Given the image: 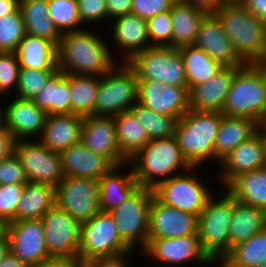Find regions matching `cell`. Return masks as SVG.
Here are the masks:
<instances>
[{
  "label": "cell",
  "mask_w": 266,
  "mask_h": 267,
  "mask_svg": "<svg viewBox=\"0 0 266 267\" xmlns=\"http://www.w3.org/2000/svg\"><path fill=\"white\" fill-rule=\"evenodd\" d=\"M96 32L85 28L61 35L58 44L59 71L102 77L120 62L111 52L113 48L110 49L107 40Z\"/></svg>",
  "instance_id": "obj_1"
},
{
  "label": "cell",
  "mask_w": 266,
  "mask_h": 267,
  "mask_svg": "<svg viewBox=\"0 0 266 267\" xmlns=\"http://www.w3.org/2000/svg\"><path fill=\"white\" fill-rule=\"evenodd\" d=\"M128 163L139 186L152 190L191 168L182 156L175 136L150 140Z\"/></svg>",
  "instance_id": "obj_2"
},
{
  "label": "cell",
  "mask_w": 266,
  "mask_h": 267,
  "mask_svg": "<svg viewBox=\"0 0 266 267\" xmlns=\"http://www.w3.org/2000/svg\"><path fill=\"white\" fill-rule=\"evenodd\" d=\"M234 51L245 64L262 61L266 55V22L251 14L241 3H224L214 12Z\"/></svg>",
  "instance_id": "obj_3"
},
{
  "label": "cell",
  "mask_w": 266,
  "mask_h": 267,
  "mask_svg": "<svg viewBox=\"0 0 266 267\" xmlns=\"http://www.w3.org/2000/svg\"><path fill=\"white\" fill-rule=\"evenodd\" d=\"M221 123V112L190 109L178 119L175 137L182 156L191 167L215 162V141Z\"/></svg>",
  "instance_id": "obj_4"
},
{
  "label": "cell",
  "mask_w": 266,
  "mask_h": 267,
  "mask_svg": "<svg viewBox=\"0 0 266 267\" xmlns=\"http://www.w3.org/2000/svg\"><path fill=\"white\" fill-rule=\"evenodd\" d=\"M221 113L250 118L261 125L266 116V84L254 64H245L236 72Z\"/></svg>",
  "instance_id": "obj_5"
},
{
  "label": "cell",
  "mask_w": 266,
  "mask_h": 267,
  "mask_svg": "<svg viewBox=\"0 0 266 267\" xmlns=\"http://www.w3.org/2000/svg\"><path fill=\"white\" fill-rule=\"evenodd\" d=\"M233 209L234 198L225 191L223 195L214 194L198 216L197 233L202 249L215 264L230 252L229 229Z\"/></svg>",
  "instance_id": "obj_6"
},
{
  "label": "cell",
  "mask_w": 266,
  "mask_h": 267,
  "mask_svg": "<svg viewBox=\"0 0 266 267\" xmlns=\"http://www.w3.org/2000/svg\"><path fill=\"white\" fill-rule=\"evenodd\" d=\"M138 78L126 63H117L99 82L94 115L116 116L138 102Z\"/></svg>",
  "instance_id": "obj_7"
},
{
  "label": "cell",
  "mask_w": 266,
  "mask_h": 267,
  "mask_svg": "<svg viewBox=\"0 0 266 267\" xmlns=\"http://www.w3.org/2000/svg\"><path fill=\"white\" fill-rule=\"evenodd\" d=\"M153 196L152 189L139 186L121 205L109 212L122 240L132 250L138 247L141 252L148 243Z\"/></svg>",
  "instance_id": "obj_8"
},
{
  "label": "cell",
  "mask_w": 266,
  "mask_h": 267,
  "mask_svg": "<svg viewBox=\"0 0 266 267\" xmlns=\"http://www.w3.org/2000/svg\"><path fill=\"white\" fill-rule=\"evenodd\" d=\"M198 170V167H191L160 183L153 189L154 196L167 206L199 216L215 193L202 177L196 175Z\"/></svg>",
  "instance_id": "obj_9"
},
{
  "label": "cell",
  "mask_w": 266,
  "mask_h": 267,
  "mask_svg": "<svg viewBox=\"0 0 266 267\" xmlns=\"http://www.w3.org/2000/svg\"><path fill=\"white\" fill-rule=\"evenodd\" d=\"M138 80H154L170 86L187 87L182 56L177 48L151 46L126 62Z\"/></svg>",
  "instance_id": "obj_10"
},
{
  "label": "cell",
  "mask_w": 266,
  "mask_h": 267,
  "mask_svg": "<svg viewBox=\"0 0 266 267\" xmlns=\"http://www.w3.org/2000/svg\"><path fill=\"white\" fill-rule=\"evenodd\" d=\"M133 251L119 235L110 213L99 212L81 223L79 259L83 263L100 257H114Z\"/></svg>",
  "instance_id": "obj_11"
},
{
  "label": "cell",
  "mask_w": 266,
  "mask_h": 267,
  "mask_svg": "<svg viewBox=\"0 0 266 267\" xmlns=\"http://www.w3.org/2000/svg\"><path fill=\"white\" fill-rule=\"evenodd\" d=\"M141 253L159 262L160 267L164 264L170 265L169 267H184L192 261L200 267L215 264L202 249L198 233L177 238H148V243Z\"/></svg>",
  "instance_id": "obj_12"
},
{
  "label": "cell",
  "mask_w": 266,
  "mask_h": 267,
  "mask_svg": "<svg viewBox=\"0 0 266 267\" xmlns=\"http://www.w3.org/2000/svg\"><path fill=\"white\" fill-rule=\"evenodd\" d=\"M50 258H79L81 223L57 205L41 218Z\"/></svg>",
  "instance_id": "obj_13"
},
{
  "label": "cell",
  "mask_w": 266,
  "mask_h": 267,
  "mask_svg": "<svg viewBox=\"0 0 266 267\" xmlns=\"http://www.w3.org/2000/svg\"><path fill=\"white\" fill-rule=\"evenodd\" d=\"M14 152L19 157L29 182L57 187L64 178L60 153L51 151L37 138L18 140Z\"/></svg>",
  "instance_id": "obj_14"
},
{
  "label": "cell",
  "mask_w": 266,
  "mask_h": 267,
  "mask_svg": "<svg viewBox=\"0 0 266 267\" xmlns=\"http://www.w3.org/2000/svg\"><path fill=\"white\" fill-rule=\"evenodd\" d=\"M56 205L80 223L89 221L100 212L99 181L64 176L56 187Z\"/></svg>",
  "instance_id": "obj_15"
},
{
  "label": "cell",
  "mask_w": 266,
  "mask_h": 267,
  "mask_svg": "<svg viewBox=\"0 0 266 267\" xmlns=\"http://www.w3.org/2000/svg\"><path fill=\"white\" fill-rule=\"evenodd\" d=\"M8 240L10 253L30 267H38L50 259L41 219L10 222Z\"/></svg>",
  "instance_id": "obj_16"
},
{
  "label": "cell",
  "mask_w": 266,
  "mask_h": 267,
  "mask_svg": "<svg viewBox=\"0 0 266 267\" xmlns=\"http://www.w3.org/2000/svg\"><path fill=\"white\" fill-rule=\"evenodd\" d=\"M138 102L153 112L180 119L190 110L188 87L138 80Z\"/></svg>",
  "instance_id": "obj_17"
},
{
  "label": "cell",
  "mask_w": 266,
  "mask_h": 267,
  "mask_svg": "<svg viewBox=\"0 0 266 267\" xmlns=\"http://www.w3.org/2000/svg\"><path fill=\"white\" fill-rule=\"evenodd\" d=\"M218 166L220 171L217 179L222 188L239 174L265 167L266 146L263 131L259 129L249 139L240 143L220 161Z\"/></svg>",
  "instance_id": "obj_18"
},
{
  "label": "cell",
  "mask_w": 266,
  "mask_h": 267,
  "mask_svg": "<svg viewBox=\"0 0 266 267\" xmlns=\"http://www.w3.org/2000/svg\"><path fill=\"white\" fill-rule=\"evenodd\" d=\"M194 46L202 49L223 68H242L245 65L234 51L221 20L214 12L207 13L201 21Z\"/></svg>",
  "instance_id": "obj_19"
},
{
  "label": "cell",
  "mask_w": 266,
  "mask_h": 267,
  "mask_svg": "<svg viewBox=\"0 0 266 267\" xmlns=\"http://www.w3.org/2000/svg\"><path fill=\"white\" fill-rule=\"evenodd\" d=\"M81 143L91 151L107 158L114 166L128 163L119 150L113 116L84 117Z\"/></svg>",
  "instance_id": "obj_20"
},
{
  "label": "cell",
  "mask_w": 266,
  "mask_h": 267,
  "mask_svg": "<svg viewBox=\"0 0 266 267\" xmlns=\"http://www.w3.org/2000/svg\"><path fill=\"white\" fill-rule=\"evenodd\" d=\"M198 232V216L152 198L148 238H177Z\"/></svg>",
  "instance_id": "obj_21"
},
{
  "label": "cell",
  "mask_w": 266,
  "mask_h": 267,
  "mask_svg": "<svg viewBox=\"0 0 266 267\" xmlns=\"http://www.w3.org/2000/svg\"><path fill=\"white\" fill-rule=\"evenodd\" d=\"M5 106L7 130L15 141L39 138L46 125L48 113L33 100L13 97ZM12 100V101H11Z\"/></svg>",
  "instance_id": "obj_22"
},
{
  "label": "cell",
  "mask_w": 266,
  "mask_h": 267,
  "mask_svg": "<svg viewBox=\"0 0 266 267\" xmlns=\"http://www.w3.org/2000/svg\"><path fill=\"white\" fill-rule=\"evenodd\" d=\"M110 21L113 23V33L111 40L113 44L123 50L119 58L123 62H128L134 55L143 52L146 48L151 47L148 35L147 21L139 16L128 13L116 17Z\"/></svg>",
  "instance_id": "obj_23"
},
{
  "label": "cell",
  "mask_w": 266,
  "mask_h": 267,
  "mask_svg": "<svg viewBox=\"0 0 266 267\" xmlns=\"http://www.w3.org/2000/svg\"><path fill=\"white\" fill-rule=\"evenodd\" d=\"M60 157L64 176L99 180L114 167L107 158L91 151L81 142L62 150Z\"/></svg>",
  "instance_id": "obj_24"
},
{
  "label": "cell",
  "mask_w": 266,
  "mask_h": 267,
  "mask_svg": "<svg viewBox=\"0 0 266 267\" xmlns=\"http://www.w3.org/2000/svg\"><path fill=\"white\" fill-rule=\"evenodd\" d=\"M239 69L241 68H222L206 82L194 86L189 91L190 109L221 112L232 80Z\"/></svg>",
  "instance_id": "obj_25"
},
{
  "label": "cell",
  "mask_w": 266,
  "mask_h": 267,
  "mask_svg": "<svg viewBox=\"0 0 266 267\" xmlns=\"http://www.w3.org/2000/svg\"><path fill=\"white\" fill-rule=\"evenodd\" d=\"M128 166H130V168ZM125 167L126 169L128 167L129 171H120ZM98 181L99 210L100 212L106 213H109L121 205L139 187L134 177L132 166L129 163L114 166Z\"/></svg>",
  "instance_id": "obj_26"
},
{
  "label": "cell",
  "mask_w": 266,
  "mask_h": 267,
  "mask_svg": "<svg viewBox=\"0 0 266 267\" xmlns=\"http://www.w3.org/2000/svg\"><path fill=\"white\" fill-rule=\"evenodd\" d=\"M84 117L76 114L48 115L38 140L48 149L60 153L81 142Z\"/></svg>",
  "instance_id": "obj_27"
},
{
  "label": "cell",
  "mask_w": 266,
  "mask_h": 267,
  "mask_svg": "<svg viewBox=\"0 0 266 267\" xmlns=\"http://www.w3.org/2000/svg\"><path fill=\"white\" fill-rule=\"evenodd\" d=\"M15 53L20 69L58 70V46L46 38L26 34Z\"/></svg>",
  "instance_id": "obj_28"
},
{
  "label": "cell",
  "mask_w": 266,
  "mask_h": 267,
  "mask_svg": "<svg viewBox=\"0 0 266 267\" xmlns=\"http://www.w3.org/2000/svg\"><path fill=\"white\" fill-rule=\"evenodd\" d=\"M259 129L260 125L253 119L230 117L221 113V123L214 147L216 164Z\"/></svg>",
  "instance_id": "obj_29"
},
{
  "label": "cell",
  "mask_w": 266,
  "mask_h": 267,
  "mask_svg": "<svg viewBox=\"0 0 266 267\" xmlns=\"http://www.w3.org/2000/svg\"><path fill=\"white\" fill-rule=\"evenodd\" d=\"M208 12L183 0L171 9L173 48L194 45L201 21Z\"/></svg>",
  "instance_id": "obj_30"
},
{
  "label": "cell",
  "mask_w": 266,
  "mask_h": 267,
  "mask_svg": "<svg viewBox=\"0 0 266 267\" xmlns=\"http://www.w3.org/2000/svg\"><path fill=\"white\" fill-rule=\"evenodd\" d=\"M236 201L266 211V166L239 174L225 187Z\"/></svg>",
  "instance_id": "obj_31"
},
{
  "label": "cell",
  "mask_w": 266,
  "mask_h": 267,
  "mask_svg": "<svg viewBox=\"0 0 266 267\" xmlns=\"http://www.w3.org/2000/svg\"><path fill=\"white\" fill-rule=\"evenodd\" d=\"M55 205V187L28 181L16 208V221L41 219Z\"/></svg>",
  "instance_id": "obj_32"
},
{
  "label": "cell",
  "mask_w": 266,
  "mask_h": 267,
  "mask_svg": "<svg viewBox=\"0 0 266 267\" xmlns=\"http://www.w3.org/2000/svg\"><path fill=\"white\" fill-rule=\"evenodd\" d=\"M32 100L48 115L71 114L69 74L57 70Z\"/></svg>",
  "instance_id": "obj_33"
},
{
  "label": "cell",
  "mask_w": 266,
  "mask_h": 267,
  "mask_svg": "<svg viewBox=\"0 0 266 267\" xmlns=\"http://www.w3.org/2000/svg\"><path fill=\"white\" fill-rule=\"evenodd\" d=\"M265 228V210L234 199V209L229 229L230 251L235 245L250 239Z\"/></svg>",
  "instance_id": "obj_34"
},
{
  "label": "cell",
  "mask_w": 266,
  "mask_h": 267,
  "mask_svg": "<svg viewBox=\"0 0 266 267\" xmlns=\"http://www.w3.org/2000/svg\"><path fill=\"white\" fill-rule=\"evenodd\" d=\"M19 10L26 34L46 38L58 46L61 34L49 16L47 0H20Z\"/></svg>",
  "instance_id": "obj_35"
},
{
  "label": "cell",
  "mask_w": 266,
  "mask_h": 267,
  "mask_svg": "<svg viewBox=\"0 0 266 267\" xmlns=\"http://www.w3.org/2000/svg\"><path fill=\"white\" fill-rule=\"evenodd\" d=\"M177 49L183 59L189 91L194 86L204 83L218 74L223 68L202 49L194 45L182 46Z\"/></svg>",
  "instance_id": "obj_36"
},
{
  "label": "cell",
  "mask_w": 266,
  "mask_h": 267,
  "mask_svg": "<svg viewBox=\"0 0 266 267\" xmlns=\"http://www.w3.org/2000/svg\"><path fill=\"white\" fill-rule=\"evenodd\" d=\"M120 153L129 160L149 141L146 129L131 111L114 116Z\"/></svg>",
  "instance_id": "obj_37"
},
{
  "label": "cell",
  "mask_w": 266,
  "mask_h": 267,
  "mask_svg": "<svg viewBox=\"0 0 266 267\" xmlns=\"http://www.w3.org/2000/svg\"><path fill=\"white\" fill-rule=\"evenodd\" d=\"M266 261V228L234 247L221 260L219 267H257ZM216 265V267H217Z\"/></svg>",
  "instance_id": "obj_38"
},
{
  "label": "cell",
  "mask_w": 266,
  "mask_h": 267,
  "mask_svg": "<svg viewBox=\"0 0 266 267\" xmlns=\"http://www.w3.org/2000/svg\"><path fill=\"white\" fill-rule=\"evenodd\" d=\"M100 79L98 76L69 74L71 114L94 115Z\"/></svg>",
  "instance_id": "obj_39"
},
{
  "label": "cell",
  "mask_w": 266,
  "mask_h": 267,
  "mask_svg": "<svg viewBox=\"0 0 266 267\" xmlns=\"http://www.w3.org/2000/svg\"><path fill=\"white\" fill-rule=\"evenodd\" d=\"M130 111L146 129L150 140L169 138L175 135L177 117L155 113L139 102L135 103Z\"/></svg>",
  "instance_id": "obj_40"
},
{
  "label": "cell",
  "mask_w": 266,
  "mask_h": 267,
  "mask_svg": "<svg viewBox=\"0 0 266 267\" xmlns=\"http://www.w3.org/2000/svg\"><path fill=\"white\" fill-rule=\"evenodd\" d=\"M49 16L60 34L85 29L79 16L77 0H47Z\"/></svg>",
  "instance_id": "obj_41"
},
{
  "label": "cell",
  "mask_w": 266,
  "mask_h": 267,
  "mask_svg": "<svg viewBox=\"0 0 266 267\" xmlns=\"http://www.w3.org/2000/svg\"><path fill=\"white\" fill-rule=\"evenodd\" d=\"M25 35V24L19 9L0 17V52H16Z\"/></svg>",
  "instance_id": "obj_42"
},
{
  "label": "cell",
  "mask_w": 266,
  "mask_h": 267,
  "mask_svg": "<svg viewBox=\"0 0 266 267\" xmlns=\"http://www.w3.org/2000/svg\"><path fill=\"white\" fill-rule=\"evenodd\" d=\"M56 71L20 69L16 92L13 96L22 99H34Z\"/></svg>",
  "instance_id": "obj_43"
},
{
  "label": "cell",
  "mask_w": 266,
  "mask_h": 267,
  "mask_svg": "<svg viewBox=\"0 0 266 267\" xmlns=\"http://www.w3.org/2000/svg\"><path fill=\"white\" fill-rule=\"evenodd\" d=\"M20 65L15 52H0V97L15 94ZM14 92V93H13Z\"/></svg>",
  "instance_id": "obj_44"
},
{
  "label": "cell",
  "mask_w": 266,
  "mask_h": 267,
  "mask_svg": "<svg viewBox=\"0 0 266 267\" xmlns=\"http://www.w3.org/2000/svg\"><path fill=\"white\" fill-rule=\"evenodd\" d=\"M147 28L151 46L173 47L171 10L149 19Z\"/></svg>",
  "instance_id": "obj_45"
},
{
  "label": "cell",
  "mask_w": 266,
  "mask_h": 267,
  "mask_svg": "<svg viewBox=\"0 0 266 267\" xmlns=\"http://www.w3.org/2000/svg\"><path fill=\"white\" fill-rule=\"evenodd\" d=\"M23 188L24 184L0 185V218L9 223L16 221V208Z\"/></svg>",
  "instance_id": "obj_46"
},
{
  "label": "cell",
  "mask_w": 266,
  "mask_h": 267,
  "mask_svg": "<svg viewBox=\"0 0 266 267\" xmlns=\"http://www.w3.org/2000/svg\"><path fill=\"white\" fill-rule=\"evenodd\" d=\"M27 182L24 168L15 152L0 161V185L26 184Z\"/></svg>",
  "instance_id": "obj_47"
},
{
  "label": "cell",
  "mask_w": 266,
  "mask_h": 267,
  "mask_svg": "<svg viewBox=\"0 0 266 267\" xmlns=\"http://www.w3.org/2000/svg\"><path fill=\"white\" fill-rule=\"evenodd\" d=\"M177 0H133L131 13L148 21L154 16L172 9Z\"/></svg>",
  "instance_id": "obj_48"
},
{
  "label": "cell",
  "mask_w": 266,
  "mask_h": 267,
  "mask_svg": "<svg viewBox=\"0 0 266 267\" xmlns=\"http://www.w3.org/2000/svg\"><path fill=\"white\" fill-rule=\"evenodd\" d=\"M79 16L86 26V23L103 22L108 20L106 0H77Z\"/></svg>",
  "instance_id": "obj_49"
},
{
  "label": "cell",
  "mask_w": 266,
  "mask_h": 267,
  "mask_svg": "<svg viewBox=\"0 0 266 267\" xmlns=\"http://www.w3.org/2000/svg\"><path fill=\"white\" fill-rule=\"evenodd\" d=\"M134 252L135 250L114 257L95 258L85 263V267H129L128 258H132Z\"/></svg>",
  "instance_id": "obj_50"
},
{
  "label": "cell",
  "mask_w": 266,
  "mask_h": 267,
  "mask_svg": "<svg viewBox=\"0 0 266 267\" xmlns=\"http://www.w3.org/2000/svg\"><path fill=\"white\" fill-rule=\"evenodd\" d=\"M133 0H106L108 20L131 13Z\"/></svg>",
  "instance_id": "obj_51"
},
{
  "label": "cell",
  "mask_w": 266,
  "mask_h": 267,
  "mask_svg": "<svg viewBox=\"0 0 266 267\" xmlns=\"http://www.w3.org/2000/svg\"><path fill=\"white\" fill-rule=\"evenodd\" d=\"M38 267H85V263L79 258H50Z\"/></svg>",
  "instance_id": "obj_52"
},
{
  "label": "cell",
  "mask_w": 266,
  "mask_h": 267,
  "mask_svg": "<svg viewBox=\"0 0 266 267\" xmlns=\"http://www.w3.org/2000/svg\"><path fill=\"white\" fill-rule=\"evenodd\" d=\"M241 4L255 17L266 22V0H243Z\"/></svg>",
  "instance_id": "obj_53"
},
{
  "label": "cell",
  "mask_w": 266,
  "mask_h": 267,
  "mask_svg": "<svg viewBox=\"0 0 266 267\" xmlns=\"http://www.w3.org/2000/svg\"><path fill=\"white\" fill-rule=\"evenodd\" d=\"M14 143L15 140L8 131H0V161L14 152Z\"/></svg>",
  "instance_id": "obj_54"
},
{
  "label": "cell",
  "mask_w": 266,
  "mask_h": 267,
  "mask_svg": "<svg viewBox=\"0 0 266 267\" xmlns=\"http://www.w3.org/2000/svg\"><path fill=\"white\" fill-rule=\"evenodd\" d=\"M183 1L193 4L196 7L202 8L208 13L217 11L225 3L223 0H183Z\"/></svg>",
  "instance_id": "obj_55"
},
{
  "label": "cell",
  "mask_w": 266,
  "mask_h": 267,
  "mask_svg": "<svg viewBox=\"0 0 266 267\" xmlns=\"http://www.w3.org/2000/svg\"><path fill=\"white\" fill-rule=\"evenodd\" d=\"M20 0H0V17L16 12Z\"/></svg>",
  "instance_id": "obj_56"
},
{
  "label": "cell",
  "mask_w": 266,
  "mask_h": 267,
  "mask_svg": "<svg viewBox=\"0 0 266 267\" xmlns=\"http://www.w3.org/2000/svg\"><path fill=\"white\" fill-rule=\"evenodd\" d=\"M0 267H30L28 264L21 262L14 255L9 253L0 261Z\"/></svg>",
  "instance_id": "obj_57"
},
{
  "label": "cell",
  "mask_w": 266,
  "mask_h": 267,
  "mask_svg": "<svg viewBox=\"0 0 266 267\" xmlns=\"http://www.w3.org/2000/svg\"><path fill=\"white\" fill-rule=\"evenodd\" d=\"M9 222L0 218V242L8 238Z\"/></svg>",
  "instance_id": "obj_58"
},
{
  "label": "cell",
  "mask_w": 266,
  "mask_h": 267,
  "mask_svg": "<svg viewBox=\"0 0 266 267\" xmlns=\"http://www.w3.org/2000/svg\"><path fill=\"white\" fill-rule=\"evenodd\" d=\"M10 253V245L8 238L0 242V261Z\"/></svg>",
  "instance_id": "obj_59"
},
{
  "label": "cell",
  "mask_w": 266,
  "mask_h": 267,
  "mask_svg": "<svg viewBox=\"0 0 266 267\" xmlns=\"http://www.w3.org/2000/svg\"><path fill=\"white\" fill-rule=\"evenodd\" d=\"M6 103L4 108L0 106V131H8L7 124H6Z\"/></svg>",
  "instance_id": "obj_60"
},
{
  "label": "cell",
  "mask_w": 266,
  "mask_h": 267,
  "mask_svg": "<svg viewBox=\"0 0 266 267\" xmlns=\"http://www.w3.org/2000/svg\"><path fill=\"white\" fill-rule=\"evenodd\" d=\"M254 65L261 71L263 75V79L266 84V61L262 60V61L254 63Z\"/></svg>",
  "instance_id": "obj_61"
},
{
  "label": "cell",
  "mask_w": 266,
  "mask_h": 267,
  "mask_svg": "<svg viewBox=\"0 0 266 267\" xmlns=\"http://www.w3.org/2000/svg\"><path fill=\"white\" fill-rule=\"evenodd\" d=\"M260 129L263 131V134L266 135V116L260 125Z\"/></svg>",
  "instance_id": "obj_62"
},
{
  "label": "cell",
  "mask_w": 266,
  "mask_h": 267,
  "mask_svg": "<svg viewBox=\"0 0 266 267\" xmlns=\"http://www.w3.org/2000/svg\"><path fill=\"white\" fill-rule=\"evenodd\" d=\"M225 3H241L243 0H223Z\"/></svg>",
  "instance_id": "obj_63"
},
{
  "label": "cell",
  "mask_w": 266,
  "mask_h": 267,
  "mask_svg": "<svg viewBox=\"0 0 266 267\" xmlns=\"http://www.w3.org/2000/svg\"><path fill=\"white\" fill-rule=\"evenodd\" d=\"M257 267H266V261L262 262L260 265H258Z\"/></svg>",
  "instance_id": "obj_64"
}]
</instances>
